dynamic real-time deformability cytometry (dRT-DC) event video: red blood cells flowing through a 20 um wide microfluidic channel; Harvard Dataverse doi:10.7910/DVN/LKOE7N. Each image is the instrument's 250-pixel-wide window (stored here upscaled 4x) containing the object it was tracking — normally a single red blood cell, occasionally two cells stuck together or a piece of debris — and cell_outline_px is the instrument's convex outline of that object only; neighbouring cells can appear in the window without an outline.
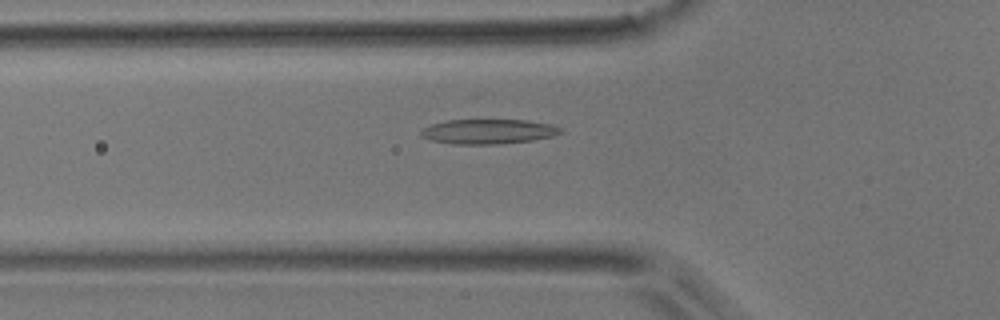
{"species": "common noctule bat (a hibernating species)", "species_latin": "Nyctalus noctula", "temperature_condition": "room temperature", "stored_images_in_passage": 50, "camera_frame_rate_fps": 3000, "um_per_image_px": 0.085, "animal": {"sex": "male", "body_mass_g": 17.9}, "frame": {"image": 1, "passage_image": 17, "time_ms": 5.333, "image_size_px": [1000, 320], "cell_outline_px": [[564, 132], [552, 136], [532, 140], [496, 144], [452, 144], [432, 140], [424, 136], [420, 132], [424, 128], [432, 124], [448, 120], [528, 120], [548, 124], [564, 128]], "centroid_in_image_um": [41.55, 11.17], "position_along_channel_um": 84.2, "area_um2": 19.94}}
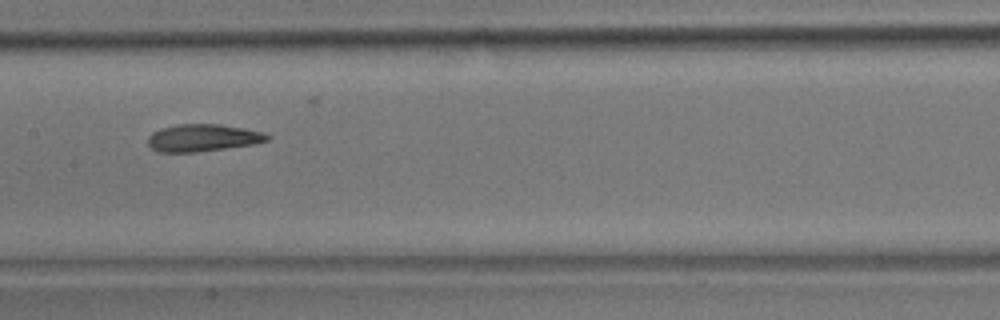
{"frame": {"image": 2, "passage_image": 25, "time_ms": 8.0, "image_size_px": [1000, 320], "cell_outline_px": [[272, 136], [268, 140], [252, 144], [196, 152], [156, 152], [148, 144], [148, 136], [152, 132], [160, 128], [176, 124], [220, 124], [244, 128], [264, 132]], "centroid_in_image_um": [17.22, 11.7], "position_along_channel_um": 190.2, "area_um2": 19.02}}
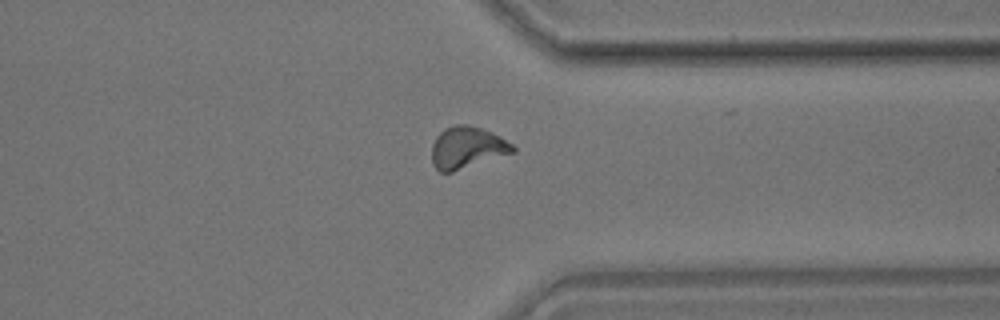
{"frame": {"image": 3, "passage_image": 39, "time_ms": 12.667, "image_size_px": [1000, 320], "cell_outline_px": [[516, 152], [452, 172], [440, 172], [432, 164], [432, 144], [436, 136], [444, 128], [456, 124], [468, 124], [492, 132], [512, 144], [516, 148]], "centroid_in_image_um": [39.69, 12.54], "position_along_channel_um": 371.7, "area_um2": 19.83}, "authors_computed_cell_mechanics": {"area_um2": 19.3919, "velocity_mm_per_s": 3.939, "shape_relaxation_time_tau1_ms": 7.1823, "shape_relaxation_time_tau2_ms": 1.8704, "deformation_change_tau1": 0.1914, "deformation_change_tau2": 0.0835}}